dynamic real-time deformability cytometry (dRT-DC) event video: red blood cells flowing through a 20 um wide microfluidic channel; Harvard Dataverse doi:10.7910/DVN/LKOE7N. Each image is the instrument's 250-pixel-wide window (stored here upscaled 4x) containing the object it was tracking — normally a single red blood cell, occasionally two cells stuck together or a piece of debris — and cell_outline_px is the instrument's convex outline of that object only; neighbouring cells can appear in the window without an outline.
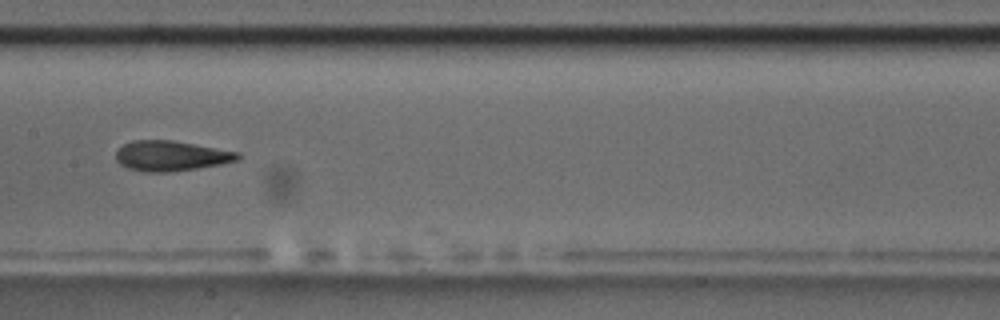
{"species": "common noctule bat (a hibernating species)", "species_latin": "Nyctalus noctula", "temperature_condition": "room temperature", "stored_images_in_passage": 13, "camera_frame_rate_fps": 3000, "um_per_image_px": 0.085, "animal": {"sex": "male", "body_mass_g": 17.5, "forearm_length_mm": 52.3}, "frame": {"image": 1, "passage_image": 12, "time_ms": 3.667, "image_size_px": [1000, 320], "cell_outline_px": [[240, 160], [220, 164], [196, 168], [168, 172], [148, 172], [128, 168], [120, 164], [116, 160], [116, 152], [124, 144], [132, 140], [172, 140], [240, 152]], "centroid_in_image_um": [14.55, 13.24], "position_along_channel_um": 192.9, "area_um2": 21.33}}